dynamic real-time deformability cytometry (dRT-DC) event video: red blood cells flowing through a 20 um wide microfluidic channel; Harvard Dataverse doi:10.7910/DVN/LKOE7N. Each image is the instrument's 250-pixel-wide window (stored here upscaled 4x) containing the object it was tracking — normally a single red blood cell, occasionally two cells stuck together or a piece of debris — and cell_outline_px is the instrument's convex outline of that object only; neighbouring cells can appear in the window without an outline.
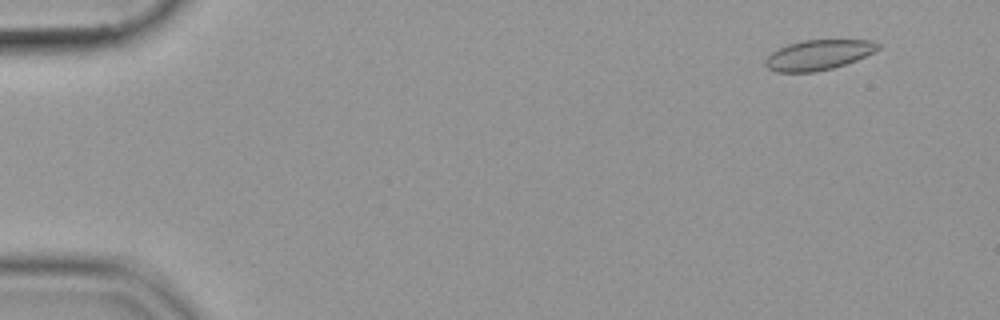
{"species": "common noctule bat (a hibernating species)", "species_latin": "Nyctalus noctula", "temperature_condition": "cold", "stored_images_in_passage": 56, "camera_frame_rate_fps": 3000, "um_per_image_px": 0.085, "animal": {"sex": "female", "body_mass_g": 19.9}, "frame": {"image": 1, "passage_image": 5, "time_ms": 1.333, "image_size_px": [1000, 320], "cell_outline_px": [[880, 48], [856, 60], [832, 68], [816, 72], [776, 72], [768, 68], [764, 64], [764, 60], [772, 52], [788, 44], [804, 40], [872, 40], [880, 44]], "centroid_in_image_um": [69.54, 4.67], "position_along_channel_um": 15.5, "area_um2": 19.59}}
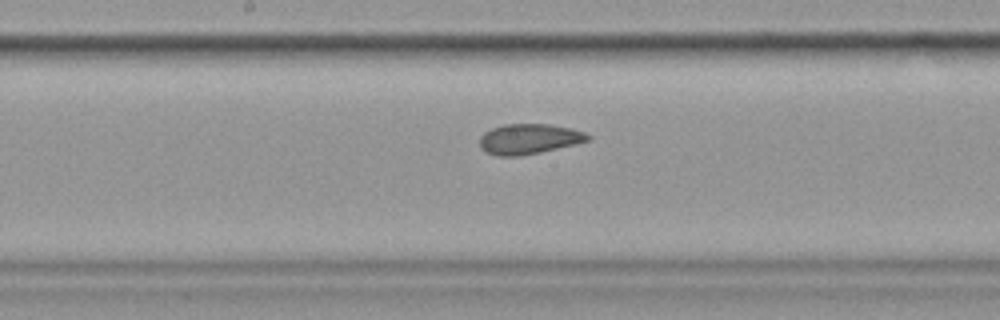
{"frame": {"image": 2, "passage_image": 30, "time_ms": 9.667, "image_size_px": [1000, 320], "cell_outline_px": [[592, 140], [576, 144], [540, 152], [520, 156], [496, 156], [484, 152], [480, 148], [480, 136], [484, 132], [492, 128], [504, 124], [548, 124], [572, 128], [584, 132], [592, 136]], "centroid_in_image_um": [44.97, 11.81], "position_along_channel_um": 203.2, "area_um2": 19.31}}
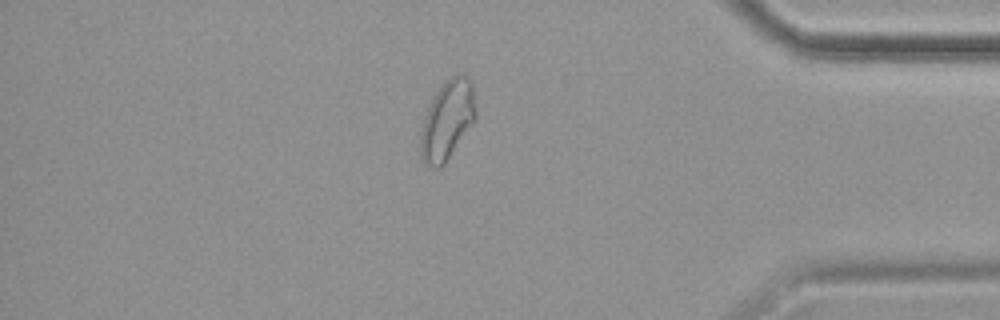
{"frame": {"image": 3, "passage_image": 48, "time_ms": 15.667, "image_size_px": [1000, 320], "cell_outline_px": [[476, 120], [444, 164], [440, 168], [432, 168], [420, 156], [420, 132], [424, 116], [432, 96], [444, 80], [460, 72], [468, 76], [472, 80], [476, 112]], "centroid_in_image_um": [38.03, 10.16], "position_along_channel_um": 397.2, "area_um2": 25.95}}